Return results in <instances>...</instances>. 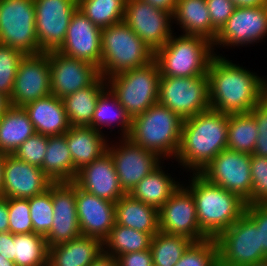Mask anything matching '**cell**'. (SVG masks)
<instances>
[{"label":"cell","instance_id":"6da1fadb","mask_svg":"<svg viewBox=\"0 0 267 266\" xmlns=\"http://www.w3.org/2000/svg\"><path fill=\"white\" fill-rule=\"evenodd\" d=\"M234 62L215 54L207 72L210 108L228 115L249 113L267 96V75Z\"/></svg>","mask_w":267,"mask_h":266},{"label":"cell","instance_id":"7a4b0ae2","mask_svg":"<svg viewBox=\"0 0 267 266\" xmlns=\"http://www.w3.org/2000/svg\"><path fill=\"white\" fill-rule=\"evenodd\" d=\"M227 137L228 114L210 108L184 119L174 161L183 172L200 173L218 153L227 149Z\"/></svg>","mask_w":267,"mask_h":266},{"label":"cell","instance_id":"3957f363","mask_svg":"<svg viewBox=\"0 0 267 266\" xmlns=\"http://www.w3.org/2000/svg\"><path fill=\"white\" fill-rule=\"evenodd\" d=\"M189 176L184 185L194 197L200 229L208 238L216 239L245 213L247 204L239 195L214 185L199 173Z\"/></svg>","mask_w":267,"mask_h":266},{"label":"cell","instance_id":"277c9868","mask_svg":"<svg viewBox=\"0 0 267 266\" xmlns=\"http://www.w3.org/2000/svg\"><path fill=\"white\" fill-rule=\"evenodd\" d=\"M183 121L166 106L155 103L132 119L128 138L166 161L172 159L171 162L174 163L180 147Z\"/></svg>","mask_w":267,"mask_h":266},{"label":"cell","instance_id":"5b68a950","mask_svg":"<svg viewBox=\"0 0 267 266\" xmlns=\"http://www.w3.org/2000/svg\"><path fill=\"white\" fill-rule=\"evenodd\" d=\"M176 33L154 52L160 77H194L207 74L211 58L215 55L213 43L201 36Z\"/></svg>","mask_w":267,"mask_h":266},{"label":"cell","instance_id":"8992f818","mask_svg":"<svg viewBox=\"0 0 267 266\" xmlns=\"http://www.w3.org/2000/svg\"><path fill=\"white\" fill-rule=\"evenodd\" d=\"M100 75L106 80L154 60V51L124 22L101 29Z\"/></svg>","mask_w":267,"mask_h":266},{"label":"cell","instance_id":"52a82bcc","mask_svg":"<svg viewBox=\"0 0 267 266\" xmlns=\"http://www.w3.org/2000/svg\"><path fill=\"white\" fill-rule=\"evenodd\" d=\"M155 60L107 79V86L133 119L158 103L160 80Z\"/></svg>","mask_w":267,"mask_h":266},{"label":"cell","instance_id":"ba28073f","mask_svg":"<svg viewBox=\"0 0 267 266\" xmlns=\"http://www.w3.org/2000/svg\"><path fill=\"white\" fill-rule=\"evenodd\" d=\"M219 266H249L267 260L259 228L244 213L217 238Z\"/></svg>","mask_w":267,"mask_h":266},{"label":"cell","instance_id":"9c48e42d","mask_svg":"<svg viewBox=\"0 0 267 266\" xmlns=\"http://www.w3.org/2000/svg\"><path fill=\"white\" fill-rule=\"evenodd\" d=\"M158 103L183 120L209 110L207 74L194 77H160Z\"/></svg>","mask_w":267,"mask_h":266},{"label":"cell","instance_id":"30bf717a","mask_svg":"<svg viewBox=\"0 0 267 266\" xmlns=\"http://www.w3.org/2000/svg\"><path fill=\"white\" fill-rule=\"evenodd\" d=\"M34 0H0V44L38 54Z\"/></svg>","mask_w":267,"mask_h":266},{"label":"cell","instance_id":"8fae6325","mask_svg":"<svg viewBox=\"0 0 267 266\" xmlns=\"http://www.w3.org/2000/svg\"><path fill=\"white\" fill-rule=\"evenodd\" d=\"M118 138L108 143L107 152L111 155L118 175L119 184L128 194L145 176L156 169L163 161L157 153L144 149L130 138ZM114 142V143H113Z\"/></svg>","mask_w":267,"mask_h":266},{"label":"cell","instance_id":"7c38bea8","mask_svg":"<svg viewBox=\"0 0 267 266\" xmlns=\"http://www.w3.org/2000/svg\"><path fill=\"white\" fill-rule=\"evenodd\" d=\"M265 38H267V4L258 7H236L218 32L213 50L219 55L220 47L221 49L251 47L264 42Z\"/></svg>","mask_w":267,"mask_h":266},{"label":"cell","instance_id":"4fadbf2b","mask_svg":"<svg viewBox=\"0 0 267 266\" xmlns=\"http://www.w3.org/2000/svg\"><path fill=\"white\" fill-rule=\"evenodd\" d=\"M251 155L225 149L199 173L207 181L250 202L252 186Z\"/></svg>","mask_w":267,"mask_h":266},{"label":"cell","instance_id":"5bb4252c","mask_svg":"<svg viewBox=\"0 0 267 266\" xmlns=\"http://www.w3.org/2000/svg\"><path fill=\"white\" fill-rule=\"evenodd\" d=\"M182 181L171 197L158 209L159 230L168 235L186 237L193 242L208 239L201 231L196 203Z\"/></svg>","mask_w":267,"mask_h":266},{"label":"cell","instance_id":"9a60e30c","mask_svg":"<svg viewBox=\"0 0 267 266\" xmlns=\"http://www.w3.org/2000/svg\"><path fill=\"white\" fill-rule=\"evenodd\" d=\"M123 21L154 52L164 46L175 28L170 12L143 0L126 1Z\"/></svg>","mask_w":267,"mask_h":266},{"label":"cell","instance_id":"2e32d148","mask_svg":"<svg viewBox=\"0 0 267 266\" xmlns=\"http://www.w3.org/2000/svg\"><path fill=\"white\" fill-rule=\"evenodd\" d=\"M39 53L58 50L64 43L77 0H34Z\"/></svg>","mask_w":267,"mask_h":266},{"label":"cell","instance_id":"e0dca14e","mask_svg":"<svg viewBox=\"0 0 267 266\" xmlns=\"http://www.w3.org/2000/svg\"><path fill=\"white\" fill-rule=\"evenodd\" d=\"M51 94L49 52L25 54L20 60L9 98L11 106L24 107Z\"/></svg>","mask_w":267,"mask_h":266},{"label":"cell","instance_id":"ac0fdd59","mask_svg":"<svg viewBox=\"0 0 267 266\" xmlns=\"http://www.w3.org/2000/svg\"><path fill=\"white\" fill-rule=\"evenodd\" d=\"M51 94L60 99L91 86L101 75L93 64L66 56L57 50L49 51Z\"/></svg>","mask_w":267,"mask_h":266},{"label":"cell","instance_id":"d6986e66","mask_svg":"<svg viewBox=\"0 0 267 266\" xmlns=\"http://www.w3.org/2000/svg\"><path fill=\"white\" fill-rule=\"evenodd\" d=\"M53 223L44 236L48 247L81 236L74 182L52 183Z\"/></svg>","mask_w":267,"mask_h":266},{"label":"cell","instance_id":"ffe728a7","mask_svg":"<svg viewBox=\"0 0 267 266\" xmlns=\"http://www.w3.org/2000/svg\"><path fill=\"white\" fill-rule=\"evenodd\" d=\"M57 51L66 56L87 61L100 70L101 28L94 25L77 9L71 17L64 43Z\"/></svg>","mask_w":267,"mask_h":266},{"label":"cell","instance_id":"44dd1931","mask_svg":"<svg viewBox=\"0 0 267 266\" xmlns=\"http://www.w3.org/2000/svg\"><path fill=\"white\" fill-rule=\"evenodd\" d=\"M75 195L81 236L104 241L115 225V203L99 198L76 184Z\"/></svg>","mask_w":267,"mask_h":266},{"label":"cell","instance_id":"7402d4cb","mask_svg":"<svg viewBox=\"0 0 267 266\" xmlns=\"http://www.w3.org/2000/svg\"><path fill=\"white\" fill-rule=\"evenodd\" d=\"M51 184L41 168L13 154L5 156L3 197L28 199L44 193Z\"/></svg>","mask_w":267,"mask_h":266},{"label":"cell","instance_id":"603a6c76","mask_svg":"<svg viewBox=\"0 0 267 266\" xmlns=\"http://www.w3.org/2000/svg\"><path fill=\"white\" fill-rule=\"evenodd\" d=\"M73 182L81 189L114 203L126 194L119 184L113 159L108 152L78 170Z\"/></svg>","mask_w":267,"mask_h":266},{"label":"cell","instance_id":"cb8c5ba5","mask_svg":"<svg viewBox=\"0 0 267 266\" xmlns=\"http://www.w3.org/2000/svg\"><path fill=\"white\" fill-rule=\"evenodd\" d=\"M23 108L38 134L64 135L71 127L62 99L53 94L39 98Z\"/></svg>","mask_w":267,"mask_h":266},{"label":"cell","instance_id":"d4e9b609","mask_svg":"<svg viewBox=\"0 0 267 266\" xmlns=\"http://www.w3.org/2000/svg\"><path fill=\"white\" fill-rule=\"evenodd\" d=\"M65 135L76 171L107 152L109 134L103 135L89 126H71Z\"/></svg>","mask_w":267,"mask_h":266},{"label":"cell","instance_id":"484cf974","mask_svg":"<svg viewBox=\"0 0 267 266\" xmlns=\"http://www.w3.org/2000/svg\"><path fill=\"white\" fill-rule=\"evenodd\" d=\"M102 252L101 239L80 236L49 247L47 266H89Z\"/></svg>","mask_w":267,"mask_h":266},{"label":"cell","instance_id":"4316f807","mask_svg":"<svg viewBox=\"0 0 267 266\" xmlns=\"http://www.w3.org/2000/svg\"><path fill=\"white\" fill-rule=\"evenodd\" d=\"M172 18L181 34L201 36L214 43L218 32L211 26L206 0H176Z\"/></svg>","mask_w":267,"mask_h":266},{"label":"cell","instance_id":"83f0119b","mask_svg":"<svg viewBox=\"0 0 267 266\" xmlns=\"http://www.w3.org/2000/svg\"><path fill=\"white\" fill-rule=\"evenodd\" d=\"M90 127L103 135H106L105 133L108 130L111 133L120 127L117 130L120 138L128 137L130 134L132 118L119 103L118 98L109 87L100 94L97 100ZM105 127H108L107 131L103 130Z\"/></svg>","mask_w":267,"mask_h":266},{"label":"cell","instance_id":"f1b7e54d","mask_svg":"<svg viewBox=\"0 0 267 266\" xmlns=\"http://www.w3.org/2000/svg\"><path fill=\"white\" fill-rule=\"evenodd\" d=\"M164 163L163 161L145 176L128 194L136 200L159 209L182 183L180 178L177 180V177H172V174L165 170Z\"/></svg>","mask_w":267,"mask_h":266},{"label":"cell","instance_id":"f546056e","mask_svg":"<svg viewBox=\"0 0 267 266\" xmlns=\"http://www.w3.org/2000/svg\"><path fill=\"white\" fill-rule=\"evenodd\" d=\"M115 224L149 233L159 230L158 209L125 194L115 202Z\"/></svg>","mask_w":267,"mask_h":266},{"label":"cell","instance_id":"4dcf8cb0","mask_svg":"<svg viewBox=\"0 0 267 266\" xmlns=\"http://www.w3.org/2000/svg\"><path fill=\"white\" fill-rule=\"evenodd\" d=\"M107 87V80L100 76L91 86L62 98L71 126H91L97 100Z\"/></svg>","mask_w":267,"mask_h":266},{"label":"cell","instance_id":"1f68e13d","mask_svg":"<svg viewBox=\"0 0 267 266\" xmlns=\"http://www.w3.org/2000/svg\"><path fill=\"white\" fill-rule=\"evenodd\" d=\"M36 133L23 107L10 106L0 119V152L14 154L18 147Z\"/></svg>","mask_w":267,"mask_h":266},{"label":"cell","instance_id":"d6a6232c","mask_svg":"<svg viewBox=\"0 0 267 266\" xmlns=\"http://www.w3.org/2000/svg\"><path fill=\"white\" fill-rule=\"evenodd\" d=\"M42 170L52 183L73 182L77 171L69 151L66 135L48 136Z\"/></svg>","mask_w":267,"mask_h":266},{"label":"cell","instance_id":"836d02e7","mask_svg":"<svg viewBox=\"0 0 267 266\" xmlns=\"http://www.w3.org/2000/svg\"><path fill=\"white\" fill-rule=\"evenodd\" d=\"M152 238L149 233L115 224L103 241L104 252L116 258L130 252L149 250Z\"/></svg>","mask_w":267,"mask_h":266},{"label":"cell","instance_id":"e575fe53","mask_svg":"<svg viewBox=\"0 0 267 266\" xmlns=\"http://www.w3.org/2000/svg\"><path fill=\"white\" fill-rule=\"evenodd\" d=\"M257 137L256 120L250 112L228 115L227 149L252 155Z\"/></svg>","mask_w":267,"mask_h":266},{"label":"cell","instance_id":"d590c367","mask_svg":"<svg viewBox=\"0 0 267 266\" xmlns=\"http://www.w3.org/2000/svg\"><path fill=\"white\" fill-rule=\"evenodd\" d=\"M48 250L47 241L41 234H14L15 266H47Z\"/></svg>","mask_w":267,"mask_h":266},{"label":"cell","instance_id":"8d00e7d4","mask_svg":"<svg viewBox=\"0 0 267 266\" xmlns=\"http://www.w3.org/2000/svg\"><path fill=\"white\" fill-rule=\"evenodd\" d=\"M127 0H77L78 10L103 29L124 19Z\"/></svg>","mask_w":267,"mask_h":266},{"label":"cell","instance_id":"74e56055","mask_svg":"<svg viewBox=\"0 0 267 266\" xmlns=\"http://www.w3.org/2000/svg\"><path fill=\"white\" fill-rule=\"evenodd\" d=\"M192 243L186 237L159 231L153 236L150 246L153 266H175Z\"/></svg>","mask_w":267,"mask_h":266},{"label":"cell","instance_id":"f35d334b","mask_svg":"<svg viewBox=\"0 0 267 266\" xmlns=\"http://www.w3.org/2000/svg\"><path fill=\"white\" fill-rule=\"evenodd\" d=\"M33 232L45 236L53 223L52 184L44 192L28 198Z\"/></svg>","mask_w":267,"mask_h":266},{"label":"cell","instance_id":"ab89813d","mask_svg":"<svg viewBox=\"0 0 267 266\" xmlns=\"http://www.w3.org/2000/svg\"><path fill=\"white\" fill-rule=\"evenodd\" d=\"M175 266H219L216 239L193 242Z\"/></svg>","mask_w":267,"mask_h":266},{"label":"cell","instance_id":"60d3db41","mask_svg":"<svg viewBox=\"0 0 267 266\" xmlns=\"http://www.w3.org/2000/svg\"><path fill=\"white\" fill-rule=\"evenodd\" d=\"M25 54L0 44V93L10 98L20 60Z\"/></svg>","mask_w":267,"mask_h":266},{"label":"cell","instance_id":"b9f144b4","mask_svg":"<svg viewBox=\"0 0 267 266\" xmlns=\"http://www.w3.org/2000/svg\"><path fill=\"white\" fill-rule=\"evenodd\" d=\"M8 212L10 233H33L28 199L8 198Z\"/></svg>","mask_w":267,"mask_h":266},{"label":"cell","instance_id":"7bdbcfd3","mask_svg":"<svg viewBox=\"0 0 267 266\" xmlns=\"http://www.w3.org/2000/svg\"><path fill=\"white\" fill-rule=\"evenodd\" d=\"M251 193L247 205L267 203V158L251 155Z\"/></svg>","mask_w":267,"mask_h":266},{"label":"cell","instance_id":"ee69618b","mask_svg":"<svg viewBox=\"0 0 267 266\" xmlns=\"http://www.w3.org/2000/svg\"><path fill=\"white\" fill-rule=\"evenodd\" d=\"M47 144L48 136L35 133L22 143L13 155L24 162L42 169Z\"/></svg>","mask_w":267,"mask_h":266},{"label":"cell","instance_id":"f6af8a7d","mask_svg":"<svg viewBox=\"0 0 267 266\" xmlns=\"http://www.w3.org/2000/svg\"><path fill=\"white\" fill-rule=\"evenodd\" d=\"M250 113L256 120L258 137L252 155L267 158V96Z\"/></svg>","mask_w":267,"mask_h":266},{"label":"cell","instance_id":"bcb514c9","mask_svg":"<svg viewBox=\"0 0 267 266\" xmlns=\"http://www.w3.org/2000/svg\"><path fill=\"white\" fill-rule=\"evenodd\" d=\"M211 26L219 32L226 24L236 6L231 0H206Z\"/></svg>","mask_w":267,"mask_h":266},{"label":"cell","instance_id":"7dc6e473","mask_svg":"<svg viewBox=\"0 0 267 266\" xmlns=\"http://www.w3.org/2000/svg\"><path fill=\"white\" fill-rule=\"evenodd\" d=\"M245 214L259 228L260 247L267 254V203L246 205Z\"/></svg>","mask_w":267,"mask_h":266},{"label":"cell","instance_id":"c3c4849f","mask_svg":"<svg viewBox=\"0 0 267 266\" xmlns=\"http://www.w3.org/2000/svg\"><path fill=\"white\" fill-rule=\"evenodd\" d=\"M119 266H153L151 251L130 252L116 257Z\"/></svg>","mask_w":267,"mask_h":266},{"label":"cell","instance_id":"681fc988","mask_svg":"<svg viewBox=\"0 0 267 266\" xmlns=\"http://www.w3.org/2000/svg\"><path fill=\"white\" fill-rule=\"evenodd\" d=\"M14 234L10 232L0 233V255L13 261Z\"/></svg>","mask_w":267,"mask_h":266},{"label":"cell","instance_id":"f907efd6","mask_svg":"<svg viewBox=\"0 0 267 266\" xmlns=\"http://www.w3.org/2000/svg\"><path fill=\"white\" fill-rule=\"evenodd\" d=\"M9 232L8 198L0 196V233Z\"/></svg>","mask_w":267,"mask_h":266},{"label":"cell","instance_id":"816d5d0a","mask_svg":"<svg viewBox=\"0 0 267 266\" xmlns=\"http://www.w3.org/2000/svg\"><path fill=\"white\" fill-rule=\"evenodd\" d=\"M89 266H119V264L115 257L102 252Z\"/></svg>","mask_w":267,"mask_h":266},{"label":"cell","instance_id":"f5cc1de1","mask_svg":"<svg viewBox=\"0 0 267 266\" xmlns=\"http://www.w3.org/2000/svg\"><path fill=\"white\" fill-rule=\"evenodd\" d=\"M150 3L156 8H160L167 12H170L173 15L176 6V0H143Z\"/></svg>","mask_w":267,"mask_h":266},{"label":"cell","instance_id":"db71d44e","mask_svg":"<svg viewBox=\"0 0 267 266\" xmlns=\"http://www.w3.org/2000/svg\"><path fill=\"white\" fill-rule=\"evenodd\" d=\"M236 7H258L266 5L267 0H231Z\"/></svg>","mask_w":267,"mask_h":266},{"label":"cell","instance_id":"11a10c76","mask_svg":"<svg viewBox=\"0 0 267 266\" xmlns=\"http://www.w3.org/2000/svg\"><path fill=\"white\" fill-rule=\"evenodd\" d=\"M6 154L0 152V196L3 195L4 162Z\"/></svg>","mask_w":267,"mask_h":266},{"label":"cell","instance_id":"9f6ffc18","mask_svg":"<svg viewBox=\"0 0 267 266\" xmlns=\"http://www.w3.org/2000/svg\"><path fill=\"white\" fill-rule=\"evenodd\" d=\"M11 106L9 98L0 93V119L4 112Z\"/></svg>","mask_w":267,"mask_h":266},{"label":"cell","instance_id":"6f0895ef","mask_svg":"<svg viewBox=\"0 0 267 266\" xmlns=\"http://www.w3.org/2000/svg\"><path fill=\"white\" fill-rule=\"evenodd\" d=\"M0 266H15L14 261L5 259L0 255Z\"/></svg>","mask_w":267,"mask_h":266},{"label":"cell","instance_id":"680465c9","mask_svg":"<svg viewBox=\"0 0 267 266\" xmlns=\"http://www.w3.org/2000/svg\"><path fill=\"white\" fill-rule=\"evenodd\" d=\"M249 266H267V260L263 261V262H260V263H255V264L249 265Z\"/></svg>","mask_w":267,"mask_h":266}]
</instances>
